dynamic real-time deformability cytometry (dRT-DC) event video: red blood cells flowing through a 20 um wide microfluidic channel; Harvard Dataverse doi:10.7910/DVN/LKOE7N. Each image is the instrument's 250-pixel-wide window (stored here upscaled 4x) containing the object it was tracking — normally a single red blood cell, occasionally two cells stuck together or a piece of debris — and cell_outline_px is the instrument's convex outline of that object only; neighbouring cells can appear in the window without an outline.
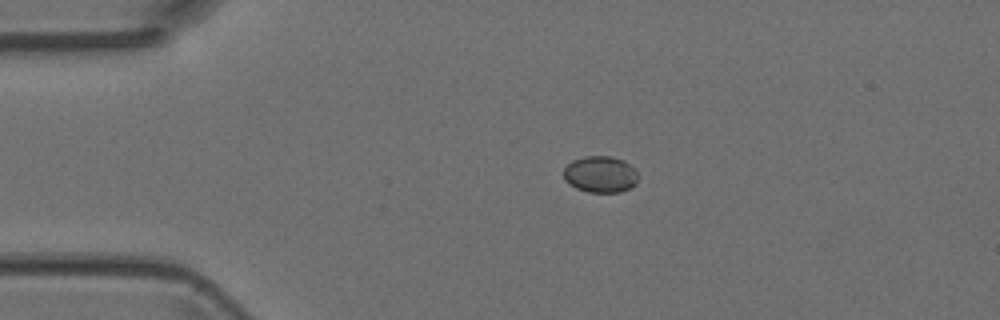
{"species": "Egyptian fruit bat (a non-hibernating species)", "species_latin": "Rousettus aegyptiacus", "temperature_condition": "room temperature", "stored_images_in_passage": 4, "camera_frame_rate_fps": 3000, "um_per_image_px": 0.085, "animal": {"sex": "female"}, "frame": {"image": 1, "passage_image": 3, "time_ms": 0.667, "image_size_px": [1000, 320], "cell_outline_px": [[636, 184], [620, 192], [588, 192], [576, 188], [564, 180], [564, 168], [572, 160], [584, 156], [612, 156], [624, 160], [636, 172]], "centroid_in_image_um": [51.0, 14.81], "position_along_channel_um": 34.0, "area_um2": 15.72}}